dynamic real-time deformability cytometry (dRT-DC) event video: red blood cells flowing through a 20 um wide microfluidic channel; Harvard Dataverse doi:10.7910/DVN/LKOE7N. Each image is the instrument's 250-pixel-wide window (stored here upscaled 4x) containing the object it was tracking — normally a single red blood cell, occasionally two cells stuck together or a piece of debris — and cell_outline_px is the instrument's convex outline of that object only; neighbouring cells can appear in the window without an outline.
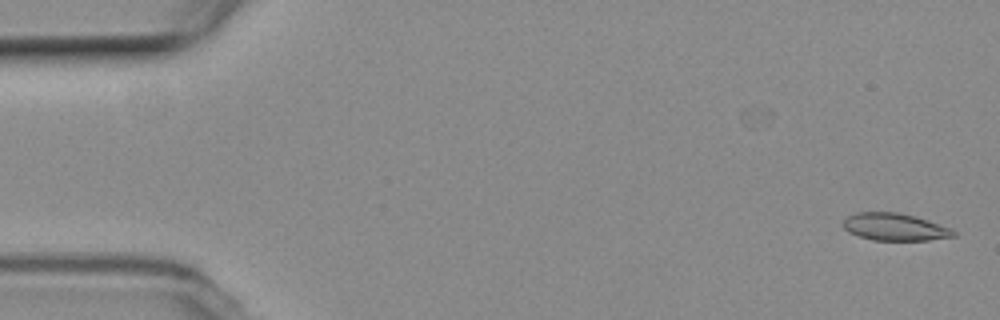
{"species": "common noctule bat (a hibernating species)", "species_latin": "Nyctalus noctula", "temperature_condition": "room temperature", "stored_images_in_passage": 16, "camera_frame_rate_fps": 3000, "um_per_image_px": 0.085, "animal": {"sex": "female", "body_mass_g": 19.3, "forearm_length_mm": 54.1}, "frame": {"image": 1, "passage_image": 2, "time_ms": 0.333, "image_size_px": [1000, 320], "cell_outline_px": [[956, 236], [928, 240], [872, 240], [848, 232], [840, 224], [848, 216], [856, 212], [900, 212], [928, 220], [952, 228], [956, 232]], "centroid_in_image_um": [76.05, 19.28], "position_along_channel_um": 8.9, "area_um2": 17.69}}
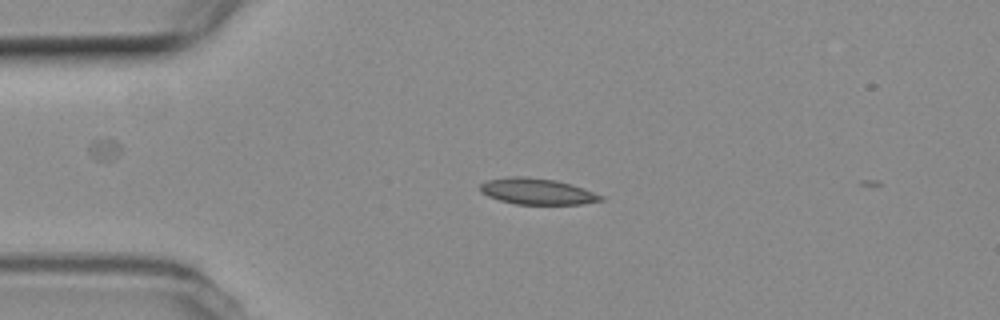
{"frame": {"image": 2, "passage_image": 13, "time_ms": 4.0, "image_size_px": [1000, 320], "cell_outline_px": [[604, 200], [584, 204], [516, 204], [500, 200], [488, 196], [480, 192], [480, 184], [488, 180], [512, 176], [520, 176], [556, 180], [572, 184], [584, 188], [604, 196]], "centroid_in_image_um": [45.69, 16.27], "position_along_channel_um": 39.3, "area_um2": 18.38}}